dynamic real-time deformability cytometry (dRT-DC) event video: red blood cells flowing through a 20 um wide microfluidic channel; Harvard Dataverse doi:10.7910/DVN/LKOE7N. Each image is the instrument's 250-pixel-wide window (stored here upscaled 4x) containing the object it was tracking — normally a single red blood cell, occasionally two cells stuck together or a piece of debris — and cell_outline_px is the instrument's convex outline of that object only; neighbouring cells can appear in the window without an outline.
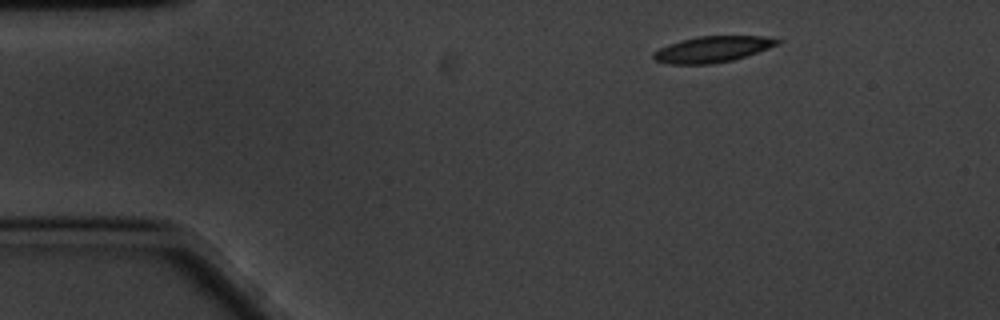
{"species": "common noctule bat (a hibernating species)", "species_latin": "Nyctalus noctula", "temperature_condition": "cold", "stored_images_in_passage": 52, "camera_frame_rate_fps": 3000, "um_per_image_px": 0.085, "animal": {"sex": "male", "body_mass_g": 20.1, "forearm_length_mm": 53.5}, "frame": {"image": 1, "passage_image": 1, "time_ms": 0.0, "image_size_px": [1000, 320], "cell_outline_px": [[784, 40], [768, 48], [732, 60], [712, 64], [668, 64], [656, 60], [652, 56], [652, 52], [668, 44], [680, 40], [700, 36], [764, 36]], "centroid_in_image_um": [60.52, 4.18], "position_along_channel_um": 24.5, "area_um2": 18.67}}
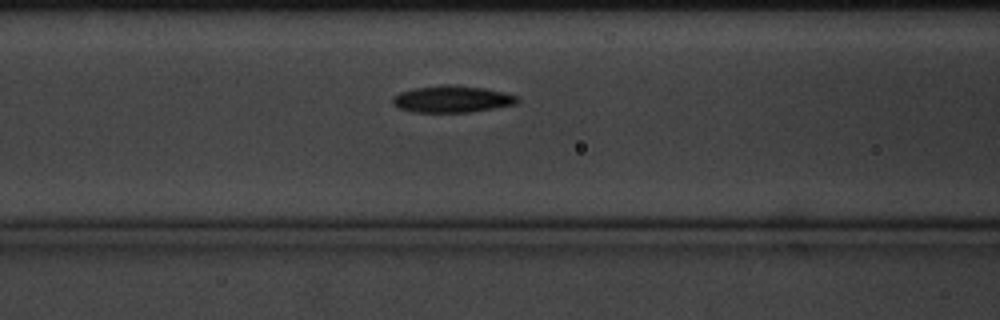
{"frame": {"image": 2, "passage_image": 16, "time_ms": 5.0, "image_size_px": [1000, 320], "cell_outline_px": [[520, 100], [516, 104], [468, 112], [412, 112], [400, 108], [392, 104], [392, 96], [400, 92], [416, 88], [448, 84], [484, 88], [504, 92], [516, 96]], "centroid_in_image_um": [38.4, 8.42], "position_along_channel_um": 128.2, "area_um2": 19.31}}
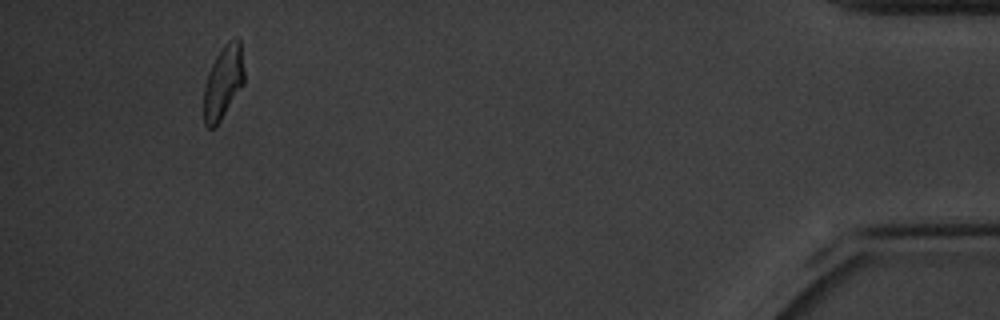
{"frame": {"image": 3, "passage_image": 48, "time_ms": 15.667, "image_size_px": [1000, 320], "cell_outline_px": [[244, 84], [216, 128], [208, 128], [204, 124], [204, 84], [208, 72], [216, 56], [224, 44], [228, 40], [236, 36], [240, 40], [244, 68]], "centroid_in_image_um": [18.98, 6.99], "position_along_channel_um": 416.2, "area_um2": 17.57}, "authors_computed_cell_mechanics": {"area_um2": 18.7272, "velocity_mm_per_s": 3.3582, "shape_relaxation_time_tau1_ms": 5.0559, "shape_relaxation_time_tau2_ms": 5.758, "deformation_change_tau1": 0.1575, "deformation_change_tau2": 0.1167}}